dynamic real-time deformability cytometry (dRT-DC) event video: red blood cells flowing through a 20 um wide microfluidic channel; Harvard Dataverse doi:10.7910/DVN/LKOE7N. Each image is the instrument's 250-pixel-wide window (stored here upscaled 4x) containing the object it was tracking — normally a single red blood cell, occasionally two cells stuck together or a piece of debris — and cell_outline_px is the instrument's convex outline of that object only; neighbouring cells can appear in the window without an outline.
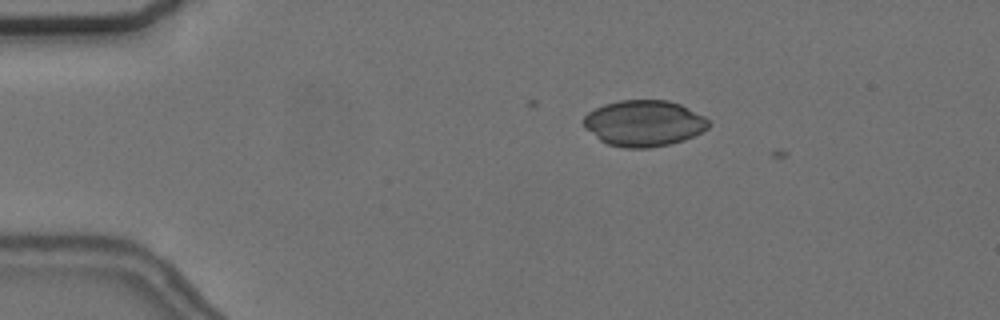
{"species": "common noctule bat (a hibernating species)", "species_latin": "Nyctalus noctula", "temperature_condition": "cold", "stored_images_in_passage": 2, "camera_frame_rate_fps": 3000, "um_per_image_px": 0.085, "animal": {"sex": "female", "body_mass_g": 24.6, "forearm_length_mm": 56.2}, "frame": {"image": 1, "passage_image": 1, "time_ms": 0.0, "image_size_px": [1000, 320], "cell_outline_px": [[708, 128], [684, 140], [668, 144], [648, 148], [624, 148], [608, 144], [600, 140], [584, 128], [584, 116], [588, 112], [604, 104], [620, 100], [668, 100], [680, 104], [704, 116], [708, 120]], "centroid_in_image_um": [54.71, 10.47], "position_along_channel_um": 30.3, "area_um2": 33.41}}